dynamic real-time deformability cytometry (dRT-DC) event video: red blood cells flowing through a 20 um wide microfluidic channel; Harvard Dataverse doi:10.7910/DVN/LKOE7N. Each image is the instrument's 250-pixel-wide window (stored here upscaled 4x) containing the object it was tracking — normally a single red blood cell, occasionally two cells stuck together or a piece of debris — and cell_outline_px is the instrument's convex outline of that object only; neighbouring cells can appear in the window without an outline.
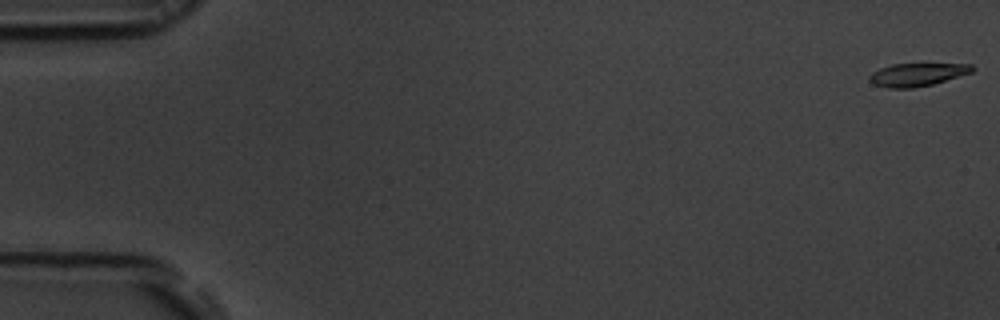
{"species": "common noctule bat (a hibernating species)", "species_latin": "Nyctalus noctula", "temperature_condition": "room temperature", "stored_images_in_passage": 55, "camera_frame_rate_fps": 3000, "um_per_image_px": 0.085, "animal": {"sex": "male", "body_mass_g": 19.5, "forearm_length_mm": 54.6}, "frame": {"image": 1, "passage_image": 1, "time_ms": 0.0, "image_size_px": [1000, 320], "cell_outline_px": [[976, 68], [972, 72], [932, 84], [912, 88], [888, 88], [872, 84], [868, 80], [868, 76], [872, 72], [880, 68], [892, 64], [972, 64]], "centroid_in_image_um": [77.92, 6.34], "position_along_channel_um": 7.1, "area_um2": 13.76}}
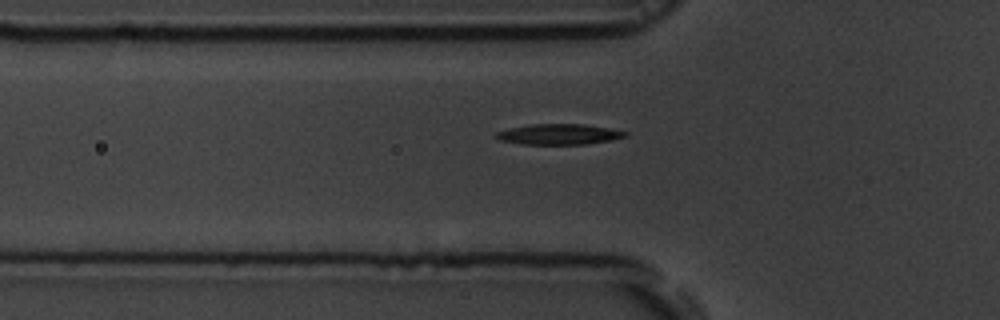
{"frame": {"image": 2, "passage_image": 19, "time_ms": 6.0, "image_size_px": [1000, 320], "cell_outline_px": [[628, 136], [612, 140], [588, 144], [524, 144], [500, 140], [492, 136], [496, 132], [512, 128], [532, 124], [584, 124], [608, 128], [628, 132]], "centroid_in_image_um": [47.54, 11.41], "position_along_channel_um": 78.3, "area_um2": 15.43}}
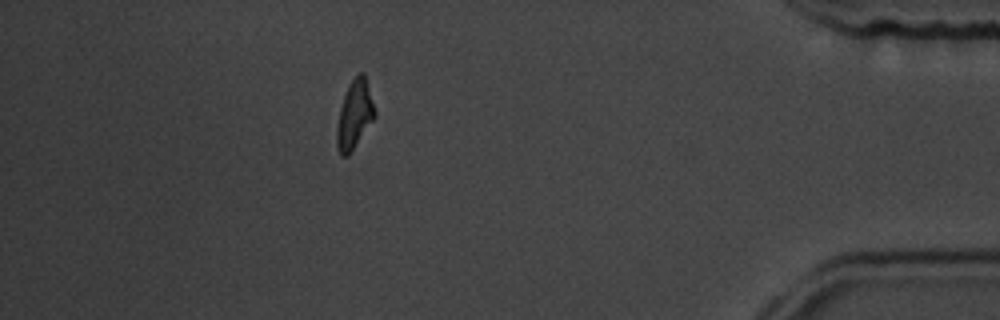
{"frame": {"image": 3, "passage_image": 49, "time_ms": 16.0, "image_size_px": [1000, 320], "cell_outline_px": [[376, 116], [348, 156], [340, 156], [336, 148], [336, 128], [340, 108], [348, 84], [356, 72], [364, 72], [376, 112]], "centroid_in_image_um": [30.12, 9.73], "position_along_channel_um": 405.1, "area_um2": 15.32}, "authors_computed_cell_mechanics": {"area_um2": 15.1436, "velocity_mm_per_s": 3.7333, "shape_relaxation_time_tau1_ms": 3.521, "shape_relaxation_time_tau2_ms": 8.4433, "deformation_change_tau1": 0.165, "deformation_change_tau2": 0.2115}}